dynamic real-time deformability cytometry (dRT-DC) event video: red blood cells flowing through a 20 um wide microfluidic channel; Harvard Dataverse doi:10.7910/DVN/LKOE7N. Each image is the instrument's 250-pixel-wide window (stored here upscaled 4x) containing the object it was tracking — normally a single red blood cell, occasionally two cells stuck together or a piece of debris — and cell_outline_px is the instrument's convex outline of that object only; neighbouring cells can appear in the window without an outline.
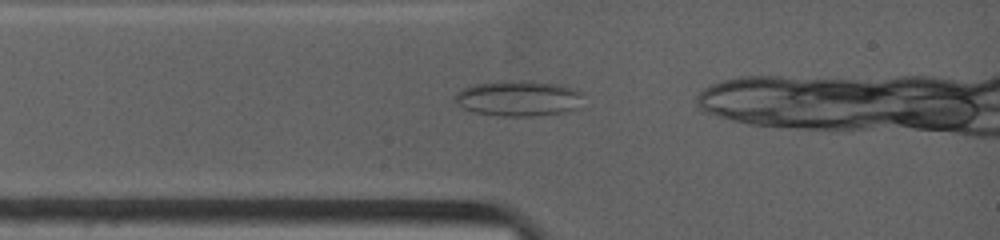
{"species": "common noctule bat (a hibernating species)", "species_latin": "Nyctalus noctula", "temperature_condition": "warm", "stored_images_in_passage": 20, "camera_frame_rate_fps": 4500, "um_per_image_px": 0.085, "animal": {"sex": "female", "body_mass_g": 19.0, "forearm_length_mm": 53.3}, "frame": {"image": 1, "passage_image": 2, "time_ms": 0.222, "image_size_px": [1000, 240], "cell_outline_px": [[584, 92], [576, 108], [560, 112], [532, 116], [500, 116], [476, 112], [460, 108], [452, 100], [456, 92], [472, 84], [500, 80], [528, 80], [556, 84]], "centroid_in_image_um": [43.97, 8.34], "position_along_channel_um": 41.0, "area_um2": 26.76}}
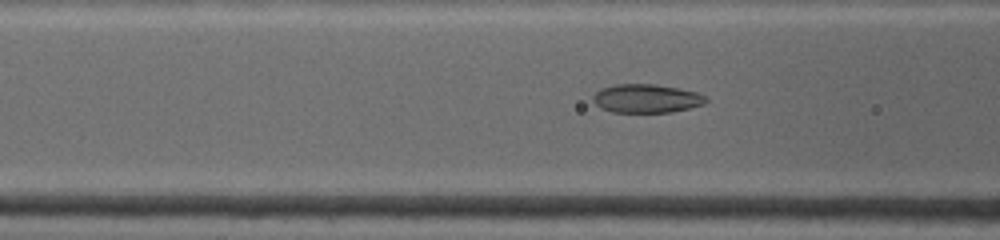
{"frame": {"image": 2, "passage_image": 8, "time_ms": 2.0, "image_size_px": [1000, 240], "cell_outline_px": [[708, 100], [704, 104], [672, 112], [612, 112], [600, 108], [592, 100], [592, 96], [600, 88], [616, 84], [656, 84], [680, 88], [696, 92], [704, 96]], "centroid_in_image_um": [54.92, 8.36], "position_along_channel_um": 111.7, "area_um2": 18.9}}
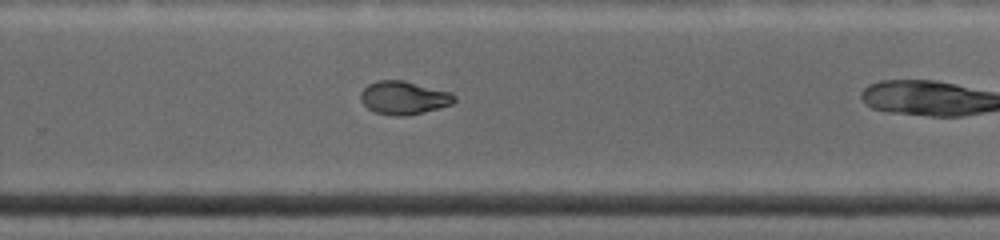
{"frame": {"image": 3, "passage_image": 20, "time_ms": 6.667, "image_size_px": [1000, 240], "cell_outline_px": [[456, 100], [452, 104], [408, 116], [396, 116], [376, 112], [368, 108], [360, 100], [360, 92], [368, 84], [376, 80], [404, 80], [452, 92], [456, 96]], "centroid_in_image_um": [34.33, 8.3], "position_along_channel_um": 295.5, "area_um2": 18.26}}